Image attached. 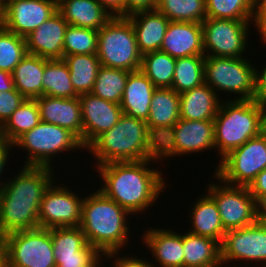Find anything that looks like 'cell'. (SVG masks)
I'll return each mask as SVG.
<instances>
[{"label": "cell", "mask_w": 266, "mask_h": 267, "mask_svg": "<svg viewBox=\"0 0 266 267\" xmlns=\"http://www.w3.org/2000/svg\"><path fill=\"white\" fill-rule=\"evenodd\" d=\"M258 35L257 38L266 41V27Z\"/></svg>", "instance_id": "cell-56"}, {"label": "cell", "mask_w": 266, "mask_h": 267, "mask_svg": "<svg viewBox=\"0 0 266 267\" xmlns=\"http://www.w3.org/2000/svg\"><path fill=\"white\" fill-rule=\"evenodd\" d=\"M83 120V147L86 148L101 133L110 130L123 114L120 104L96 97L79 95Z\"/></svg>", "instance_id": "cell-18"}, {"label": "cell", "mask_w": 266, "mask_h": 267, "mask_svg": "<svg viewBox=\"0 0 266 267\" xmlns=\"http://www.w3.org/2000/svg\"><path fill=\"white\" fill-rule=\"evenodd\" d=\"M25 100L26 98L15 88L0 92V127Z\"/></svg>", "instance_id": "cell-43"}, {"label": "cell", "mask_w": 266, "mask_h": 267, "mask_svg": "<svg viewBox=\"0 0 266 267\" xmlns=\"http://www.w3.org/2000/svg\"><path fill=\"white\" fill-rule=\"evenodd\" d=\"M100 253L89 243L77 254L60 255L55 259L56 267H85Z\"/></svg>", "instance_id": "cell-41"}, {"label": "cell", "mask_w": 266, "mask_h": 267, "mask_svg": "<svg viewBox=\"0 0 266 267\" xmlns=\"http://www.w3.org/2000/svg\"><path fill=\"white\" fill-rule=\"evenodd\" d=\"M157 163L161 165L159 159H146L97 166L95 172L98 176L95 177L101 179V187L97 189L131 215L140 218L147 213L146 210L155 207V202L160 200L169 185L164 181L167 177L161 171L163 166L155 165Z\"/></svg>", "instance_id": "cell-1"}, {"label": "cell", "mask_w": 266, "mask_h": 267, "mask_svg": "<svg viewBox=\"0 0 266 267\" xmlns=\"http://www.w3.org/2000/svg\"><path fill=\"white\" fill-rule=\"evenodd\" d=\"M248 188L256 201L266 195V169L256 176Z\"/></svg>", "instance_id": "cell-48"}, {"label": "cell", "mask_w": 266, "mask_h": 267, "mask_svg": "<svg viewBox=\"0 0 266 267\" xmlns=\"http://www.w3.org/2000/svg\"><path fill=\"white\" fill-rule=\"evenodd\" d=\"M211 175L213 179L204 188L217 205L224 229L244 228L257 222V201L249 188L225 184Z\"/></svg>", "instance_id": "cell-13"}, {"label": "cell", "mask_w": 266, "mask_h": 267, "mask_svg": "<svg viewBox=\"0 0 266 267\" xmlns=\"http://www.w3.org/2000/svg\"><path fill=\"white\" fill-rule=\"evenodd\" d=\"M13 150L12 144L5 141L3 138L0 137V190L3 184L6 182L7 177L3 176L7 172L8 165L10 166L9 160L14 158L13 154L11 153ZM9 163V164H8Z\"/></svg>", "instance_id": "cell-44"}, {"label": "cell", "mask_w": 266, "mask_h": 267, "mask_svg": "<svg viewBox=\"0 0 266 267\" xmlns=\"http://www.w3.org/2000/svg\"><path fill=\"white\" fill-rule=\"evenodd\" d=\"M205 56L176 58L172 89L178 94L205 83Z\"/></svg>", "instance_id": "cell-35"}, {"label": "cell", "mask_w": 266, "mask_h": 267, "mask_svg": "<svg viewBox=\"0 0 266 267\" xmlns=\"http://www.w3.org/2000/svg\"><path fill=\"white\" fill-rule=\"evenodd\" d=\"M106 254L100 253L89 265L85 267H107Z\"/></svg>", "instance_id": "cell-53"}, {"label": "cell", "mask_w": 266, "mask_h": 267, "mask_svg": "<svg viewBox=\"0 0 266 267\" xmlns=\"http://www.w3.org/2000/svg\"><path fill=\"white\" fill-rule=\"evenodd\" d=\"M113 16L124 17L125 0H97Z\"/></svg>", "instance_id": "cell-49"}, {"label": "cell", "mask_w": 266, "mask_h": 267, "mask_svg": "<svg viewBox=\"0 0 266 267\" xmlns=\"http://www.w3.org/2000/svg\"><path fill=\"white\" fill-rule=\"evenodd\" d=\"M123 255V252H112L106 254V260H107V266L109 267H153L148 257H144L145 254H142L143 256H137L139 254H136L134 257V252L132 256L130 253H126ZM141 257V258H140ZM144 257V258H143ZM111 263V264H110Z\"/></svg>", "instance_id": "cell-42"}, {"label": "cell", "mask_w": 266, "mask_h": 267, "mask_svg": "<svg viewBox=\"0 0 266 267\" xmlns=\"http://www.w3.org/2000/svg\"><path fill=\"white\" fill-rule=\"evenodd\" d=\"M214 120L179 121L159 141V160L215 152ZM196 153V154H195ZM183 155V156H182ZM172 158V159H169ZM164 161V162H163Z\"/></svg>", "instance_id": "cell-11"}, {"label": "cell", "mask_w": 266, "mask_h": 267, "mask_svg": "<svg viewBox=\"0 0 266 267\" xmlns=\"http://www.w3.org/2000/svg\"><path fill=\"white\" fill-rule=\"evenodd\" d=\"M98 31L68 25L63 43V56L97 54Z\"/></svg>", "instance_id": "cell-39"}, {"label": "cell", "mask_w": 266, "mask_h": 267, "mask_svg": "<svg viewBox=\"0 0 266 267\" xmlns=\"http://www.w3.org/2000/svg\"><path fill=\"white\" fill-rule=\"evenodd\" d=\"M56 171L47 166L22 165L18 173L7 176L0 190V238L39 227L40 203L45 191L60 177Z\"/></svg>", "instance_id": "cell-2"}, {"label": "cell", "mask_w": 266, "mask_h": 267, "mask_svg": "<svg viewBox=\"0 0 266 267\" xmlns=\"http://www.w3.org/2000/svg\"><path fill=\"white\" fill-rule=\"evenodd\" d=\"M3 16H4V3L2 0H0V24L3 20Z\"/></svg>", "instance_id": "cell-55"}, {"label": "cell", "mask_w": 266, "mask_h": 267, "mask_svg": "<svg viewBox=\"0 0 266 267\" xmlns=\"http://www.w3.org/2000/svg\"><path fill=\"white\" fill-rule=\"evenodd\" d=\"M133 26L138 49L143 55L160 50L170 23L158 10L140 11L127 17Z\"/></svg>", "instance_id": "cell-24"}, {"label": "cell", "mask_w": 266, "mask_h": 267, "mask_svg": "<svg viewBox=\"0 0 266 267\" xmlns=\"http://www.w3.org/2000/svg\"><path fill=\"white\" fill-rule=\"evenodd\" d=\"M59 180L57 178L50 185L41 200L38 213L40 228L80 226L82 202L86 193L83 192L82 196V191L77 193L74 187L67 185L68 181L61 184Z\"/></svg>", "instance_id": "cell-15"}, {"label": "cell", "mask_w": 266, "mask_h": 267, "mask_svg": "<svg viewBox=\"0 0 266 267\" xmlns=\"http://www.w3.org/2000/svg\"><path fill=\"white\" fill-rule=\"evenodd\" d=\"M51 240L55 259L60 255L77 254L88 244L79 226L51 228Z\"/></svg>", "instance_id": "cell-40"}, {"label": "cell", "mask_w": 266, "mask_h": 267, "mask_svg": "<svg viewBox=\"0 0 266 267\" xmlns=\"http://www.w3.org/2000/svg\"><path fill=\"white\" fill-rule=\"evenodd\" d=\"M14 89L12 73L0 70V92H5Z\"/></svg>", "instance_id": "cell-50"}, {"label": "cell", "mask_w": 266, "mask_h": 267, "mask_svg": "<svg viewBox=\"0 0 266 267\" xmlns=\"http://www.w3.org/2000/svg\"><path fill=\"white\" fill-rule=\"evenodd\" d=\"M88 193L82 202L79 226L87 243L102 254L130 251L127 246L136 241L132 237L136 233L132 230L135 226L129 221L132 215L99 189L93 187Z\"/></svg>", "instance_id": "cell-3"}, {"label": "cell", "mask_w": 266, "mask_h": 267, "mask_svg": "<svg viewBox=\"0 0 266 267\" xmlns=\"http://www.w3.org/2000/svg\"><path fill=\"white\" fill-rule=\"evenodd\" d=\"M183 267H214L221 263L220 243L183 231Z\"/></svg>", "instance_id": "cell-29"}, {"label": "cell", "mask_w": 266, "mask_h": 267, "mask_svg": "<svg viewBox=\"0 0 266 267\" xmlns=\"http://www.w3.org/2000/svg\"><path fill=\"white\" fill-rule=\"evenodd\" d=\"M260 110L261 131L266 134V99L256 100Z\"/></svg>", "instance_id": "cell-52"}, {"label": "cell", "mask_w": 266, "mask_h": 267, "mask_svg": "<svg viewBox=\"0 0 266 267\" xmlns=\"http://www.w3.org/2000/svg\"><path fill=\"white\" fill-rule=\"evenodd\" d=\"M129 71L102 66L98 70L92 95L120 104Z\"/></svg>", "instance_id": "cell-34"}, {"label": "cell", "mask_w": 266, "mask_h": 267, "mask_svg": "<svg viewBox=\"0 0 266 267\" xmlns=\"http://www.w3.org/2000/svg\"><path fill=\"white\" fill-rule=\"evenodd\" d=\"M57 11L68 25L96 31L113 17L97 0H57Z\"/></svg>", "instance_id": "cell-26"}, {"label": "cell", "mask_w": 266, "mask_h": 267, "mask_svg": "<svg viewBox=\"0 0 266 267\" xmlns=\"http://www.w3.org/2000/svg\"><path fill=\"white\" fill-rule=\"evenodd\" d=\"M2 1H3L4 5H5L7 2L13 1V0H2Z\"/></svg>", "instance_id": "cell-58"}, {"label": "cell", "mask_w": 266, "mask_h": 267, "mask_svg": "<svg viewBox=\"0 0 266 267\" xmlns=\"http://www.w3.org/2000/svg\"><path fill=\"white\" fill-rule=\"evenodd\" d=\"M206 17L253 20V0H205Z\"/></svg>", "instance_id": "cell-38"}, {"label": "cell", "mask_w": 266, "mask_h": 267, "mask_svg": "<svg viewBox=\"0 0 266 267\" xmlns=\"http://www.w3.org/2000/svg\"><path fill=\"white\" fill-rule=\"evenodd\" d=\"M57 12V0H13L4 5L1 25L26 37Z\"/></svg>", "instance_id": "cell-16"}, {"label": "cell", "mask_w": 266, "mask_h": 267, "mask_svg": "<svg viewBox=\"0 0 266 267\" xmlns=\"http://www.w3.org/2000/svg\"><path fill=\"white\" fill-rule=\"evenodd\" d=\"M158 0H125L124 1V17L140 11L156 10Z\"/></svg>", "instance_id": "cell-45"}, {"label": "cell", "mask_w": 266, "mask_h": 267, "mask_svg": "<svg viewBox=\"0 0 266 267\" xmlns=\"http://www.w3.org/2000/svg\"><path fill=\"white\" fill-rule=\"evenodd\" d=\"M259 42L266 47V41L259 38ZM257 66L259 68H255V100H261L266 99V63Z\"/></svg>", "instance_id": "cell-46"}, {"label": "cell", "mask_w": 266, "mask_h": 267, "mask_svg": "<svg viewBox=\"0 0 266 267\" xmlns=\"http://www.w3.org/2000/svg\"><path fill=\"white\" fill-rule=\"evenodd\" d=\"M68 66L71 83L78 95L90 93L101 67L97 54H76L63 56Z\"/></svg>", "instance_id": "cell-30"}, {"label": "cell", "mask_w": 266, "mask_h": 267, "mask_svg": "<svg viewBox=\"0 0 266 267\" xmlns=\"http://www.w3.org/2000/svg\"><path fill=\"white\" fill-rule=\"evenodd\" d=\"M180 119L179 94L172 88L154 90L147 127L159 142Z\"/></svg>", "instance_id": "cell-22"}, {"label": "cell", "mask_w": 266, "mask_h": 267, "mask_svg": "<svg viewBox=\"0 0 266 267\" xmlns=\"http://www.w3.org/2000/svg\"><path fill=\"white\" fill-rule=\"evenodd\" d=\"M12 147L26 152L23 166H47L53 169H56V160L63 159V156L85 152L80 140L69 130L43 121L20 136Z\"/></svg>", "instance_id": "cell-6"}, {"label": "cell", "mask_w": 266, "mask_h": 267, "mask_svg": "<svg viewBox=\"0 0 266 267\" xmlns=\"http://www.w3.org/2000/svg\"><path fill=\"white\" fill-rule=\"evenodd\" d=\"M67 21L57 11L25 37L27 52L49 60L63 59Z\"/></svg>", "instance_id": "cell-20"}, {"label": "cell", "mask_w": 266, "mask_h": 267, "mask_svg": "<svg viewBox=\"0 0 266 267\" xmlns=\"http://www.w3.org/2000/svg\"><path fill=\"white\" fill-rule=\"evenodd\" d=\"M224 265V266H223ZM214 267H236V266H233V265H229V264H225V263H220L219 265H216V266H214Z\"/></svg>", "instance_id": "cell-57"}, {"label": "cell", "mask_w": 266, "mask_h": 267, "mask_svg": "<svg viewBox=\"0 0 266 267\" xmlns=\"http://www.w3.org/2000/svg\"><path fill=\"white\" fill-rule=\"evenodd\" d=\"M42 95L58 98L79 97L71 83L70 72L63 59H53L46 62Z\"/></svg>", "instance_id": "cell-32"}, {"label": "cell", "mask_w": 266, "mask_h": 267, "mask_svg": "<svg viewBox=\"0 0 266 267\" xmlns=\"http://www.w3.org/2000/svg\"><path fill=\"white\" fill-rule=\"evenodd\" d=\"M180 119L214 120L221 99L206 83L179 94Z\"/></svg>", "instance_id": "cell-27"}, {"label": "cell", "mask_w": 266, "mask_h": 267, "mask_svg": "<svg viewBox=\"0 0 266 267\" xmlns=\"http://www.w3.org/2000/svg\"><path fill=\"white\" fill-rule=\"evenodd\" d=\"M156 87L139 69L128 75L120 107L122 113L147 122Z\"/></svg>", "instance_id": "cell-25"}, {"label": "cell", "mask_w": 266, "mask_h": 267, "mask_svg": "<svg viewBox=\"0 0 266 267\" xmlns=\"http://www.w3.org/2000/svg\"><path fill=\"white\" fill-rule=\"evenodd\" d=\"M194 201H190L192 206L187 211V215L189 214L187 217L190 219H188L189 228L187 231L194 235L209 237L221 244L227 231L222 225L214 199L205 191V194L197 195Z\"/></svg>", "instance_id": "cell-23"}, {"label": "cell", "mask_w": 266, "mask_h": 267, "mask_svg": "<svg viewBox=\"0 0 266 267\" xmlns=\"http://www.w3.org/2000/svg\"><path fill=\"white\" fill-rule=\"evenodd\" d=\"M201 24L205 57L240 58L249 55L247 51L252 42L249 35L251 31L255 33L253 20L206 17Z\"/></svg>", "instance_id": "cell-9"}, {"label": "cell", "mask_w": 266, "mask_h": 267, "mask_svg": "<svg viewBox=\"0 0 266 267\" xmlns=\"http://www.w3.org/2000/svg\"><path fill=\"white\" fill-rule=\"evenodd\" d=\"M0 267H7L6 253L1 243H0Z\"/></svg>", "instance_id": "cell-54"}, {"label": "cell", "mask_w": 266, "mask_h": 267, "mask_svg": "<svg viewBox=\"0 0 266 267\" xmlns=\"http://www.w3.org/2000/svg\"><path fill=\"white\" fill-rule=\"evenodd\" d=\"M253 23L255 35L266 27V0H253Z\"/></svg>", "instance_id": "cell-47"}, {"label": "cell", "mask_w": 266, "mask_h": 267, "mask_svg": "<svg viewBox=\"0 0 266 267\" xmlns=\"http://www.w3.org/2000/svg\"><path fill=\"white\" fill-rule=\"evenodd\" d=\"M257 219L266 224V195L257 201Z\"/></svg>", "instance_id": "cell-51"}, {"label": "cell", "mask_w": 266, "mask_h": 267, "mask_svg": "<svg viewBox=\"0 0 266 267\" xmlns=\"http://www.w3.org/2000/svg\"><path fill=\"white\" fill-rule=\"evenodd\" d=\"M48 60L28 53L12 71L14 88L26 99L42 96L44 67Z\"/></svg>", "instance_id": "cell-28"}, {"label": "cell", "mask_w": 266, "mask_h": 267, "mask_svg": "<svg viewBox=\"0 0 266 267\" xmlns=\"http://www.w3.org/2000/svg\"><path fill=\"white\" fill-rule=\"evenodd\" d=\"M156 10L174 22L202 23L206 18L205 0H158Z\"/></svg>", "instance_id": "cell-36"}, {"label": "cell", "mask_w": 266, "mask_h": 267, "mask_svg": "<svg viewBox=\"0 0 266 267\" xmlns=\"http://www.w3.org/2000/svg\"><path fill=\"white\" fill-rule=\"evenodd\" d=\"M7 267H56L51 228L15 231L0 238Z\"/></svg>", "instance_id": "cell-10"}, {"label": "cell", "mask_w": 266, "mask_h": 267, "mask_svg": "<svg viewBox=\"0 0 266 267\" xmlns=\"http://www.w3.org/2000/svg\"><path fill=\"white\" fill-rule=\"evenodd\" d=\"M176 58L158 50L142 55L140 70L156 88H171Z\"/></svg>", "instance_id": "cell-33"}, {"label": "cell", "mask_w": 266, "mask_h": 267, "mask_svg": "<svg viewBox=\"0 0 266 267\" xmlns=\"http://www.w3.org/2000/svg\"><path fill=\"white\" fill-rule=\"evenodd\" d=\"M85 151L95 160L96 168L112 162L159 159V142L145 121L122 114L118 122L97 136Z\"/></svg>", "instance_id": "cell-4"}, {"label": "cell", "mask_w": 266, "mask_h": 267, "mask_svg": "<svg viewBox=\"0 0 266 267\" xmlns=\"http://www.w3.org/2000/svg\"><path fill=\"white\" fill-rule=\"evenodd\" d=\"M97 56L102 66L129 72L141 68L142 54L127 17L113 16L98 30Z\"/></svg>", "instance_id": "cell-8"}, {"label": "cell", "mask_w": 266, "mask_h": 267, "mask_svg": "<svg viewBox=\"0 0 266 267\" xmlns=\"http://www.w3.org/2000/svg\"><path fill=\"white\" fill-rule=\"evenodd\" d=\"M221 262L236 267H266V224L259 221L228 230L220 244ZM244 261V262H243Z\"/></svg>", "instance_id": "cell-14"}, {"label": "cell", "mask_w": 266, "mask_h": 267, "mask_svg": "<svg viewBox=\"0 0 266 267\" xmlns=\"http://www.w3.org/2000/svg\"><path fill=\"white\" fill-rule=\"evenodd\" d=\"M154 226V227H152ZM143 228L140 233L141 245L151 253L149 262L153 267H183V233L168 227L160 228L155 225ZM144 229V231H143ZM174 229V230H173ZM177 230V232H176Z\"/></svg>", "instance_id": "cell-17"}, {"label": "cell", "mask_w": 266, "mask_h": 267, "mask_svg": "<svg viewBox=\"0 0 266 267\" xmlns=\"http://www.w3.org/2000/svg\"><path fill=\"white\" fill-rule=\"evenodd\" d=\"M250 60L249 56L240 58L205 57V83L216 92L222 101L255 100L256 65Z\"/></svg>", "instance_id": "cell-7"}, {"label": "cell", "mask_w": 266, "mask_h": 267, "mask_svg": "<svg viewBox=\"0 0 266 267\" xmlns=\"http://www.w3.org/2000/svg\"><path fill=\"white\" fill-rule=\"evenodd\" d=\"M28 54L26 40L0 24V70L12 73Z\"/></svg>", "instance_id": "cell-37"}, {"label": "cell", "mask_w": 266, "mask_h": 267, "mask_svg": "<svg viewBox=\"0 0 266 267\" xmlns=\"http://www.w3.org/2000/svg\"><path fill=\"white\" fill-rule=\"evenodd\" d=\"M261 133L260 110L256 100L221 101L214 118L217 162L220 163L229 152Z\"/></svg>", "instance_id": "cell-5"}, {"label": "cell", "mask_w": 266, "mask_h": 267, "mask_svg": "<svg viewBox=\"0 0 266 267\" xmlns=\"http://www.w3.org/2000/svg\"><path fill=\"white\" fill-rule=\"evenodd\" d=\"M35 100L41 121L69 130L83 146V120L78 97L58 98L42 95Z\"/></svg>", "instance_id": "cell-19"}, {"label": "cell", "mask_w": 266, "mask_h": 267, "mask_svg": "<svg viewBox=\"0 0 266 267\" xmlns=\"http://www.w3.org/2000/svg\"><path fill=\"white\" fill-rule=\"evenodd\" d=\"M217 165L212 173L223 183L249 187L256 176L266 169V134L261 133L247 140L229 152Z\"/></svg>", "instance_id": "cell-12"}, {"label": "cell", "mask_w": 266, "mask_h": 267, "mask_svg": "<svg viewBox=\"0 0 266 267\" xmlns=\"http://www.w3.org/2000/svg\"><path fill=\"white\" fill-rule=\"evenodd\" d=\"M41 122L35 99H26L0 127V137L13 144L25 132Z\"/></svg>", "instance_id": "cell-31"}, {"label": "cell", "mask_w": 266, "mask_h": 267, "mask_svg": "<svg viewBox=\"0 0 266 267\" xmlns=\"http://www.w3.org/2000/svg\"><path fill=\"white\" fill-rule=\"evenodd\" d=\"M160 50L173 58L204 56L202 24L170 21Z\"/></svg>", "instance_id": "cell-21"}]
</instances>
